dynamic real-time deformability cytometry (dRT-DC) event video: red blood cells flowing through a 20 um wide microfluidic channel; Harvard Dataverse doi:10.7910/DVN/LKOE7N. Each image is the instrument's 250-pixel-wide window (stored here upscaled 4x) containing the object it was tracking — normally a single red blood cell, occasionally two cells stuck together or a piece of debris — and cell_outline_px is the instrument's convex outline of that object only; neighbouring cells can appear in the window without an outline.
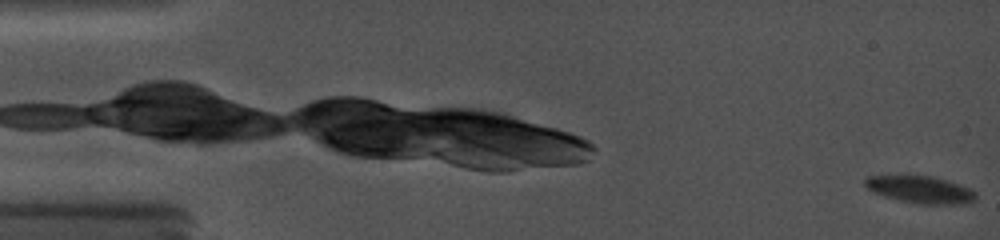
{"species": "common noctule bat (a hibernating species)", "species_latin": "Nyctalus noctula", "temperature_condition": "cold", "stored_images_in_passage": 12, "camera_frame_rate_fps": 5000, "um_per_image_px": 0.085, "animal": {"sex": "female", "body_mass_g": 19.0, "forearm_length_mm": 56.7}, "frame": {"image": 1, "passage_image": 1, "time_ms": 0.0, "image_size_px": [1000, 240], "cell_outline_px": [[976, 200], [964, 204], [920, 204], [900, 200], [884, 196], [868, 188], [864, 184], [864, 180], [868, 176], [900, 172], [932, 176], [960, 184], [972, 188], [976, 192]], "centroid_in_image_um": [78.21, 16.06], "position_along_channel_um": 6.8, "area_um2": 18.38}}
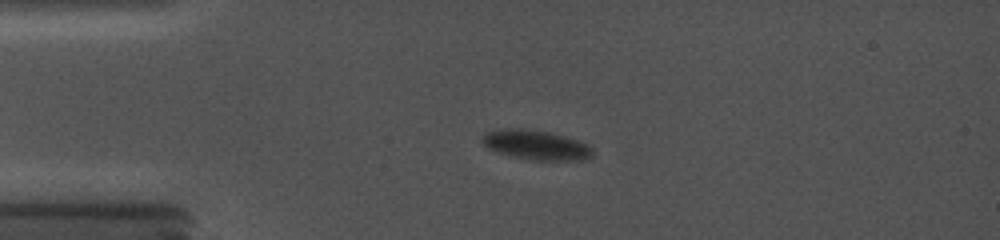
{"frame": {"image": 2, "passage_image": 9, "time_ms": 4.4, "image_size_px": [1000, 240], "cell_outline_px": [[592, 156], [580, 160], [532, 160], [512, 156], [496, 152], [488, 148], [480, 140], [480, 136], [484, 132], [504, 128], [520, 128], [548, 132], [564, 136], [588, 144], [592, 148]], "centroid_in_image_um": [45.5, 12.31], "position_along_channel_um": 39.5, "area_um2": 19.07}}